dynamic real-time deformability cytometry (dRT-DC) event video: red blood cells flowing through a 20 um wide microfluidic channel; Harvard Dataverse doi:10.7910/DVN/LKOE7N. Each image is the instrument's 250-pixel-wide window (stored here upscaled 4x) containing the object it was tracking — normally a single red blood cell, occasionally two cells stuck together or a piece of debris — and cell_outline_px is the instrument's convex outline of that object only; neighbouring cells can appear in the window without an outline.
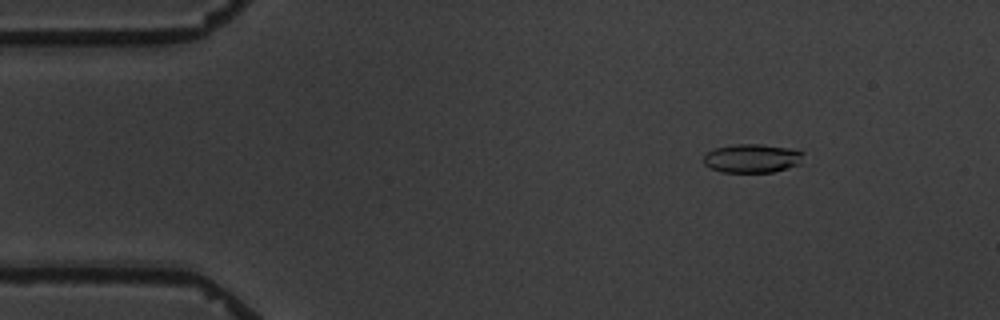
{"species": "common noctule bat (a hibernating species)", "species_latin": "Nyctalus noctula", "temperature_condition": "warm", "stored_images_in_passage": 7, "camera_frame_rate_fps": 3000, "um_per_image_px": 0.085, "animal": {"sex": "male", "body_mass_g": 19.5, "forearm_length_mm": 54.6}, "frame": {"image": 1, "passage_image": 3, "time_ms": 2.333, "image_size_px": [1000, 320], "cell_outline_px": [[804, 152], [800, 164], [788, 168], [772, 172], [720, 172], [708, 168], [704, 164], [704, 156], [708, 152], [716, 148], [736, 144], [760, 144], [788, 148]], "centroid_in_image_um": [63.92, 13.47], "position_along_channel_um": 21.1, "area_um2": 16.7}}
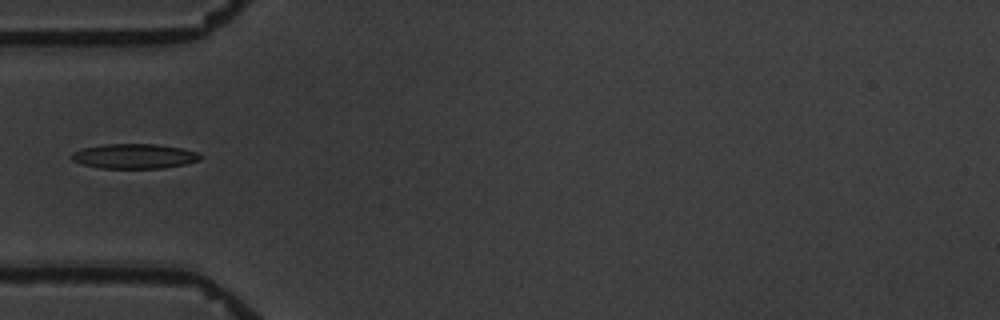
{"frame": {"image": 2, "passage_image": 6, "time_ms": 6.0, "image_size_px": [1000, 320], "cell_outline_px": [[204, 156], [200, 160], [184, 164], [164, 168], [100, 168], [84, 164], [72, 160], [72, 152], [84, 148], [104, 144], [156, 144], [184, 148], [196, 152]], "centroid_in_image_um": [11.46, 13.27], "position_along_channel_um": 73.5, "area_um2": 18.55}}
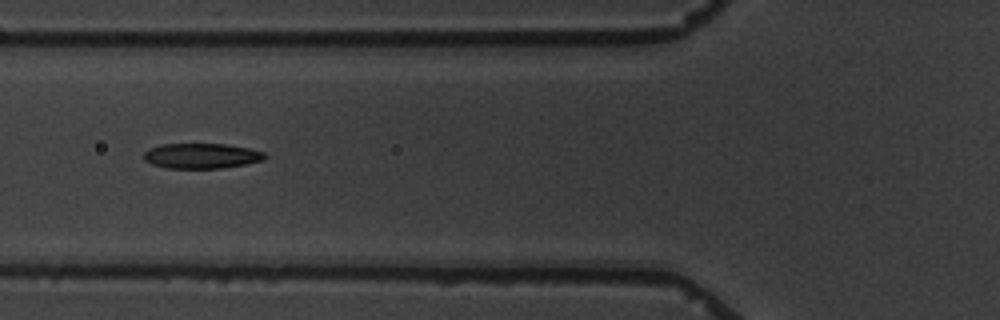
{"frame": {"image": 3, "passage_image": 7, "time_ms": 7.0, "image_size_px": [1000, 320], "cell_outline_px": [[268, 156], [264, 160], [244, 164], [220, 168], [168, 168], [152, 164], [144, 160], [144, 152], [148, 148], [160, 144], [224, 144], [248, 148], [264, 152]], "centroid_in_image_um": [17.11, 13.24], "position_along_channel_um": 108.7, "area_um2": 17.74}}